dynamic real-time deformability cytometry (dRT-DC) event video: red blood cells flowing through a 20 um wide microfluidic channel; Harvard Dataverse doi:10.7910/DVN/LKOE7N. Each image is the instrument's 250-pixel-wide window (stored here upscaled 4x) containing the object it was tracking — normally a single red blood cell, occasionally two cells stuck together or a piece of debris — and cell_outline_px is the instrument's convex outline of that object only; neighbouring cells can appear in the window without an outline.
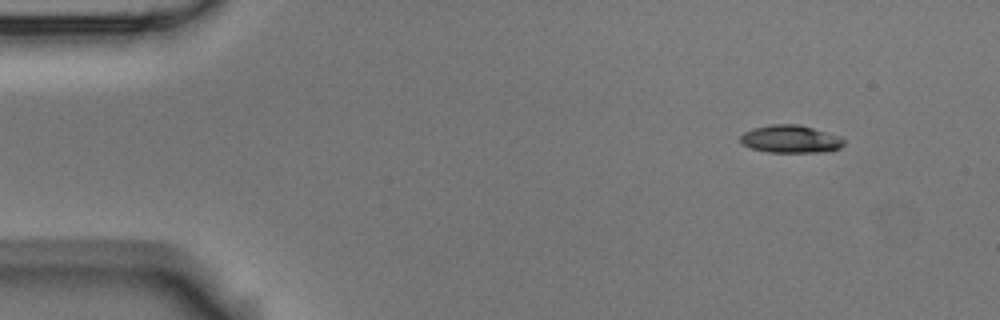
{"species": "Egyptian fruit bat (a non-hibernating species)", "species_latin": "Rousettus aegyptiacus", "temperature_condition": "room temperature", "stored_images_in_passage": 3, "camera_frame_rate_fps": 3000, "um_per_image_px": 0.085, "animal": {"sex": "male"}, "frame": {"image": 1, "passage_image": 1, "time_ms": 0.0, "image_size_px": [1000, 320], "cell_outline_px": [[844, 144], [840, 148], [824, 152], [768, 152], [752, 148], [740, 144], [740, 136], [744, 132], [752, 128], [772, 124], [800, 124], [840, 136], [844, 140]], "centroid_in_image_um": [67.18, 11.81], "position_along_channel_um": 17.8, "area_um2": 16.82}}
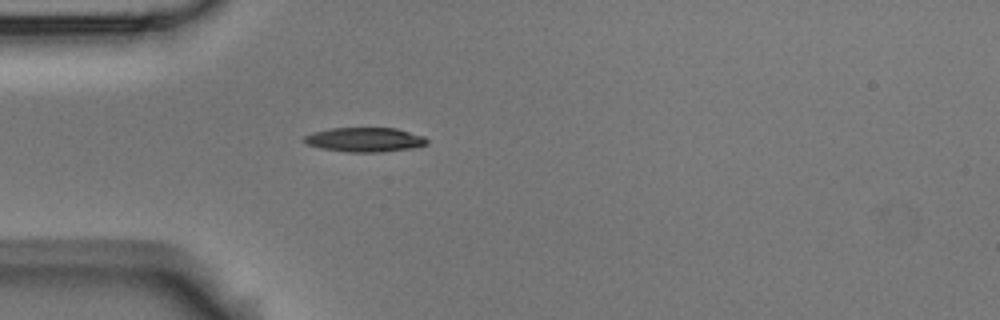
{"frame": {"image": 2, "passage_image": 3, "time_ms": 0.667, "image_size_px": [1000, 320], "cell_outline_px": [[428, 144], [412, 148], [380, 152], [348, 152], [320, 148], [308, 144], [300, 140], [304, 136], [312, 132], [332, 128], [396, 128], [424, 136], [428, 140]], "centroid_in_image_um": [30.99, 11.87], "position_along_channel_um": 54.0, "area_um2": 17.51}}